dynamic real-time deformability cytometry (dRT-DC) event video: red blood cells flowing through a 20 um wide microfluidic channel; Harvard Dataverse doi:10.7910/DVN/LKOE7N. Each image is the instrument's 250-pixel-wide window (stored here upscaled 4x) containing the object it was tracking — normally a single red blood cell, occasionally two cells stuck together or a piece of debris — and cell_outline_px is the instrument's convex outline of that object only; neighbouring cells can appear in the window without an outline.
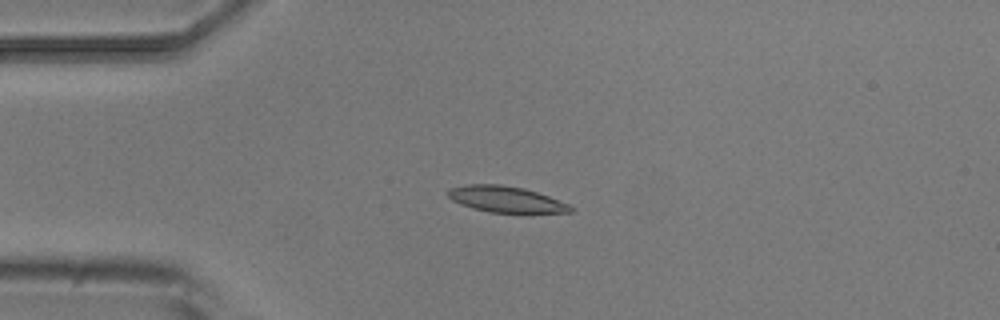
{"species": "common noctule bat (a hibernating species)", "species_latin": "Nyctalus noctula", "temperature_condition": "room temperature", "stored_images_in_passage": 4, "camera_frame_rate_fps": 3000, "um_per_image_px": 0.085, "animal": {"sex": "male", "body_mass_g": 20.5, "forearm_length_mm": 52.5}, "frame": {"image": 1, "passage_image": 3, "time_ms": 2.333, "image_size_px": [1000, 320], "cell_outline_px": [[572, 212], [488, 212], [472, 208], [460, 204], [452, 200], [448, 196], [448, 188], [468, 184], [500, 184], [524, 188], [548, 196], [568, 204], [572, 208]], "centroid_in_image_um": [42.94, 16.92], "position_along_channel_um": 42.1, "area_um2": 18.38}}